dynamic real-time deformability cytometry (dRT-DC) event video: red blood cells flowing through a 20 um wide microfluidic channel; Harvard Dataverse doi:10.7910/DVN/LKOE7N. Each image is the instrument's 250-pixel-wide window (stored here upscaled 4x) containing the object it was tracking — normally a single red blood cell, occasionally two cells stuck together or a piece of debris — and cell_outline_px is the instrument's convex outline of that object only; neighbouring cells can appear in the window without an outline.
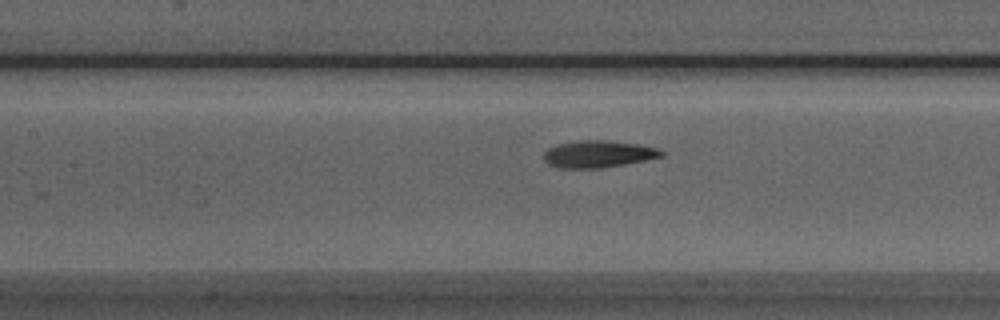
{"species": "Egyptian fruit bat (a non-hibernating species)", "species_latin": "Rousettus aegyptiacus", "temperature_condition": "room temperature", "stored_images_in_passage": 41, "camera_frame_rate_fps": 3000, "um_per_image_px": 0.085, "animal": {"sex": "male"}, "frame": {"image": 1, "passage_image": 12, "time_ms": 3.667, "image_size_px": [1000, 320], "cell_outline_px": [[664, 156], [624, 164], [600, 168], [560, 168], [548, 164], [544, 160], [544, 152], [548, 148], [556, 144], [580, 140], [608, 140], [640, 144], [656, 148], [664, 152]], "centroid_in_image_um": [50.83, 13.08], "position_along_channel_um": 156.6, "area_um2": 18.55}}
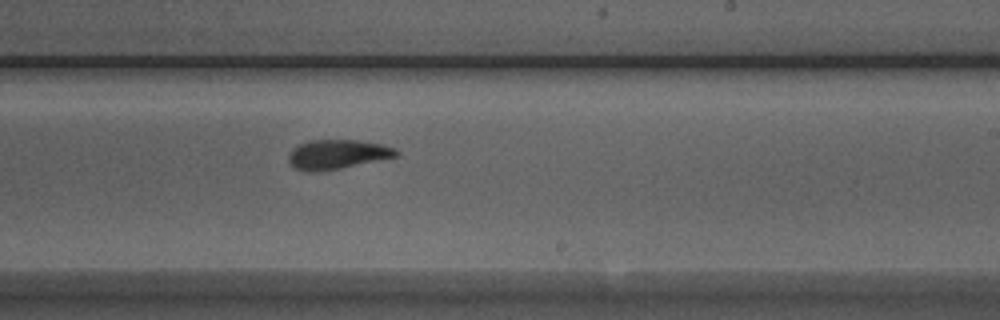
{"frame": {"image": 2, "passage_image": 20, "time_ms": 6.333, "image_size_px": [1000, 320], "cell_outline_px": [[400, 156], [320, 172], [308, 172], [296, 168], [288, 160], [288, 156], [292, 148], [308, 140], [356, 140], [380, 144], [396, 148], [400, 152]], "centroid_in_image_um": [28.69, 13.12], "position_along_channel_um": 260.3, "area_um2": 18.5}}
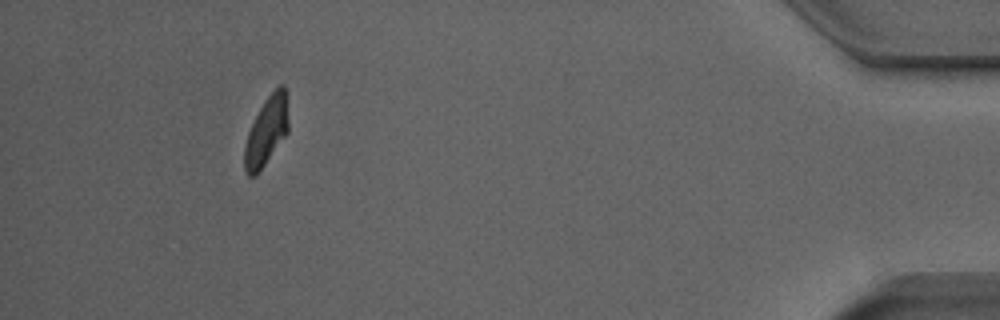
{"frame": {"image": 3, "passage_image": 37, "time_ms": 12.0, "image_size_px": [1000, 320], "cell_outline_px": [[288, 132], [256, 176], [248, 176], [244, 172], [244, 144], [248, 132], [264, 100], [280, 84], [284, 84], [288, 120]], "centroid_in_image_um": [22.62, 11.19], "position_along_channel_um": 412.6, "area_um2": 17.4}, "authors_computed_cell_mechanics": {"area_um2": 18.5538, "velocity_mm_per_s": 3.9016, "shape_relaxation_time_tau1_ms": 3.8368, "shape_relaxation_time_tau2_ms": 2.6498, "deformation_change_tau1": 0.1574, "deformation_change_tau2": 0.0804}}